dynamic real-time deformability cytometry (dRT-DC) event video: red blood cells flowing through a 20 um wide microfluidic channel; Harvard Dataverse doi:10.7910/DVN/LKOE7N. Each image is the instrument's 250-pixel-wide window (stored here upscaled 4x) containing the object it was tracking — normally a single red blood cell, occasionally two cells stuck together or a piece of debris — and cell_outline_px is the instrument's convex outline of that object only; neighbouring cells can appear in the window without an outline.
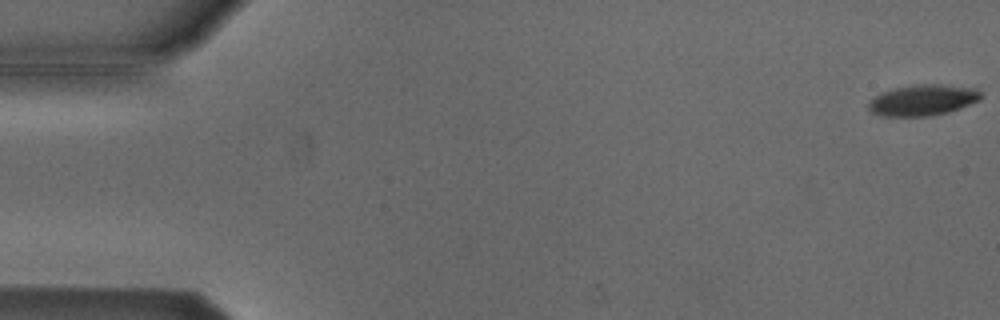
{"species": "Egyptian fruit bat (a non-hibernating species)", "species_latin": "Rousettus aegyptiacus", "temperature_condition": "cold", "stored_images_in_passage": 7, "camera_frame_rate_fps": 3000, "um_per_image_px": 0.085, "animal": {"sex": "male"}, "frame": {"image": 1, "passage_image": 1, "time_ms": 0.0, "image_size_px": [1000, 320], "cell_outline_px": [[984, 96], [980, 100], [960, 108], [948, 112], [932, 116], [884, 116], [872, 112], [868, 108], [868, 104], [876, 96], [884, 92], [896, 88], [916, 84], [944, 84], [976, 88]], "centroid_in_image_um": [78.51, 8.51], "position_along_channel_um": 6.5, "area_um2": 20.23}}